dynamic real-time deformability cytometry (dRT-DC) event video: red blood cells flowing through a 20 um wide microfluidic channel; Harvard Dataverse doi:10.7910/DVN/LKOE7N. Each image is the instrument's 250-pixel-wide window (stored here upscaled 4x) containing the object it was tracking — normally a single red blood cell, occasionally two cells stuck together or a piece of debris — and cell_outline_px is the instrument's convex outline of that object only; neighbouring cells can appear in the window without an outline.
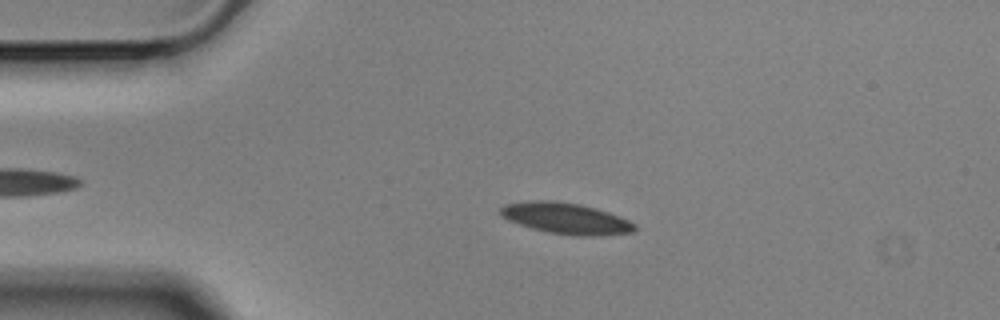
{"species": "Egyptian fruit bat (a non-hibernating species)", "species_latin": "Rousettus aegyptiacus", "temperature_condition": "cold", "stored_images_in_passage": 50, "camera_frame_rate_fps": 3000, "um_per_image_px": 0.085, "animal": {"sex": "male"}, "frame": {"image": 1, "passage_image": 11, "time_ms": 3.333, "image_size_px": [1000, 320], "cell_outline_px": [[636, 228], [632, 232], [600, 236], [576, 236], [548, 232], [532, 228], [508, 220], [500, 216], [500, 208], [504, 204], [540, 200], [552, 200], [580, 204], [608, 212], [628, 220], [636, 224]], "centroid_in_image_um": [48.1, 18.57], "position_along_channel_um": 36.9, "area_um2": 24.22}}
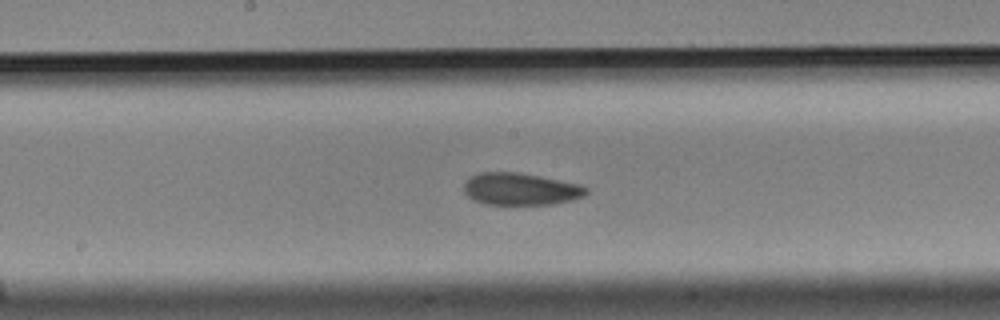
{"frame": {"image": 2, "passage_image": 28, "time_ms": 9.0, "image_size_px": [1000, 320], "cell_outline_px": [[588, 192], [584, 196], [572, 200], [552, 204], [484, 204], [472, 200], [464, 192], [464, 184], [472, 176], [480, 172], [520, 172], [580, 184], [588, 188]], "centroid_in_image_um": [44.26, 16.07], "position_along_channel_um": 203.9, "area_um2": 22.95}}
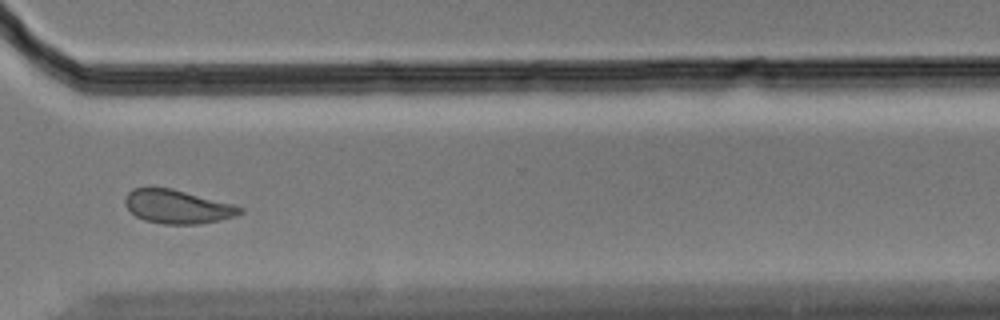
{"frame": {"image": 3, "passage_image": 41, "time_ms": 13.333, "image_size_px": [1000, 320], "cell_outline_px": [[244, 212], [236, 216], [220, 220], [196, 224], [164, 224], [144, 220], [136, 216], [124, 204], [124, 200], [128, 192], [132, 188], [172, 188], [232, 204], [244, 208]], "centroid_in_image_um": [15.08, 17.57], "position_along_channel_um": 355.5, "area_um2": 22.43}, "authors_computed_cell_mechanics": {"area_um2": 23.3223, "velocity_mm_per_s": 3.4997, "shape_relaxation_time_tau1_ms": 3.2731, "shape_relaxation_time_tau2_ms": 3.2882, "deformation_change_tau1": 0.0996, "deformation_change_tau2": 0.0917}}